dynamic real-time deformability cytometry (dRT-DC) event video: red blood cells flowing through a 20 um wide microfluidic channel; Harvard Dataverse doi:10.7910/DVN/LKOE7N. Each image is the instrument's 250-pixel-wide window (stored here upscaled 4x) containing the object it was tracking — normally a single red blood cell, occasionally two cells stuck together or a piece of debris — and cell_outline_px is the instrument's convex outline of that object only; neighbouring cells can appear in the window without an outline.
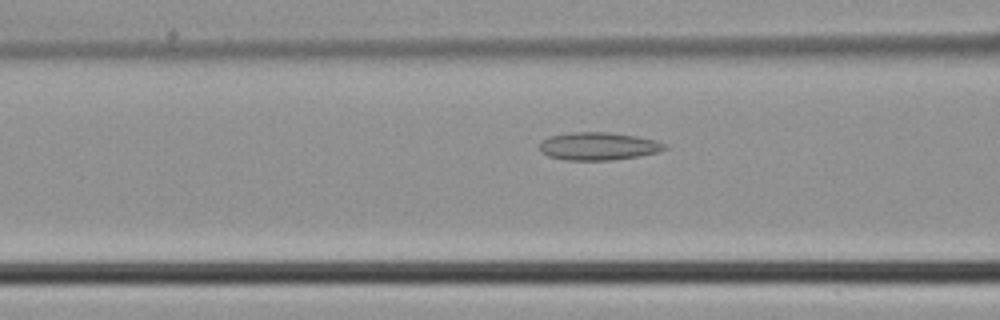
{"species": "common noctule bat (a hibernating species)", "species_latin": "Nyctalus noctula", "temperature_condition": "cold", "stored_images_in_passage": 42, "camera_frame_rate_fps": 3000, "um_per_image_px": 0.085, "animal": {"sex": "male", "body_mass_g": 21.5, "forearm_length_mm": 52.0}, "frame": {"image": 1, "passage_image": 15, "time_ms": 4.667, "image_size_px": [1000, 320], "cell_outline_px": [[668, 148], [660, 152], [640, 156], [608, 160], [564, 160], [548, 156], [540, 152], [540, 144], [548, 136], [572, 132], [608, 132], [636, 136], [656, 140], [668, 144]], "centroid_in_image_um": [50.89, 12.43], "position_along_channel_um": 115.7, "area_um2": 20.46}}
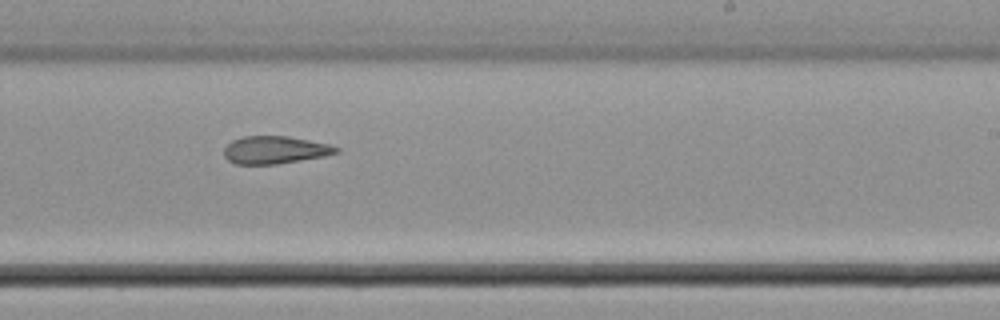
{"frame": {"image": 2, "passage_image": 25, "time_ms": 8.0, "image_size_px": [1000, 320], "cell_outline_px": [[340, 152], [324, 156], [276, 164], [236, 164], [228, 160], [224, 156], [224, 148], [232, 140], [244, 136], [288, 136], [328, 144], [340, 148]], "centroid_in_image_um": [23.36, 12.74], "position_along_channel_um": 265.6, "area_um2": 17.98}}
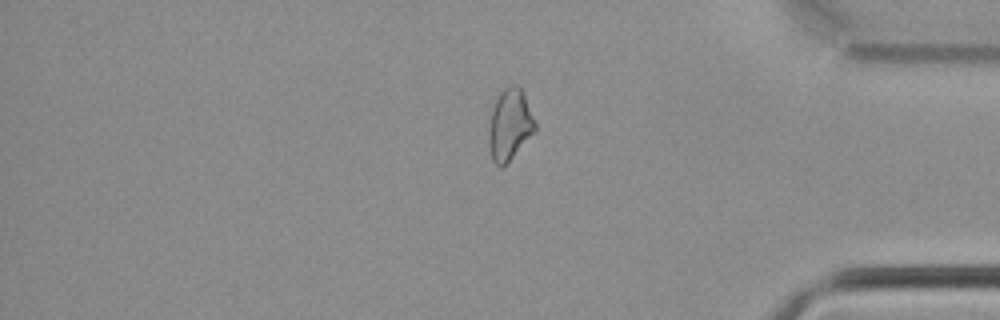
{"frame": {"image": 3, "passage_image": 35, "time_ms": 11.333, "image_size_px": [1000, 320], "cell_outline_px": [[536, 132], [508, 164], [504, 168], [500, 168], [492, 160], [488, 144], [488, 132], [492, 108], [500, 92], [508, 84], [516, 84], [524, 92], [536, 124]], "centroid_in_image_um": [43.34, 10.64], "position_along_channel_um": 391.9, "area_um2": 19.83}}